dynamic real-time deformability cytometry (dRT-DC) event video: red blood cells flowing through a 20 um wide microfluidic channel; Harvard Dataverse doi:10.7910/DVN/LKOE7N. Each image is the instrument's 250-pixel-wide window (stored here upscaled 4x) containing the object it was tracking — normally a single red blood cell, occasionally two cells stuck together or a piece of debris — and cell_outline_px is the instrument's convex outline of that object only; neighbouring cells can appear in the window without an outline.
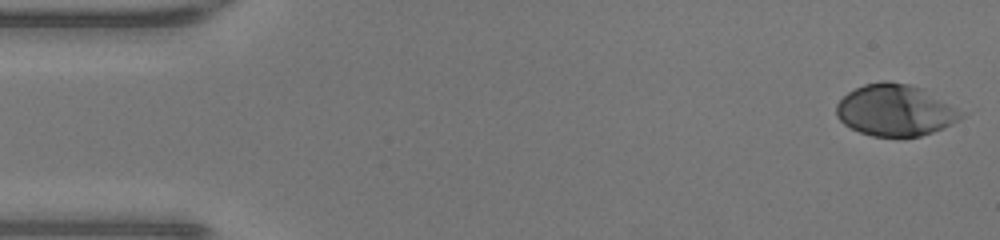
{"species": "human", "species_latin": "Homo sapiens", "temperature_condition": "warm", "stored_images_in_passage": 48, "camera_frame_rate_fps": 3000, "um_per_image_px": 0.085, "donor": {"sex": "male"}, "frame": {"image": 1, "passage_image": 1, "time_ms": 0.0, "image_size_px": [1000, 240], "cell_outline_px": [[964, 116], [952, 124], [944, 128], [920, 136], [872, 136], [860, 132], [844, 124], [836, 116], [836, 104], [848, 92], [864, 84], [884, 80], [888, 80], [908, 84], [924, 88], [964, 112]], "centroid_in_image_um": [76.11, 9.36], "position_along_channel_um": 8.9, "area_um2": 37.57}}
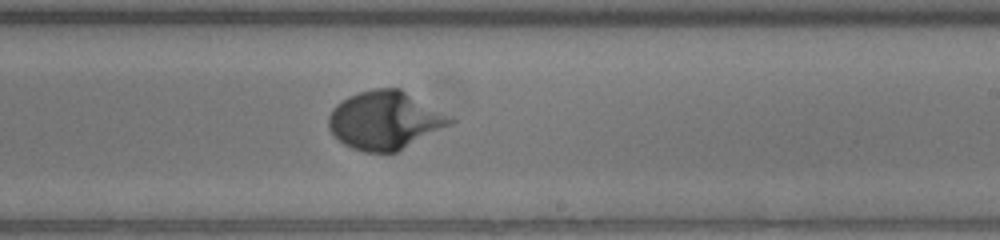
{"frame": {"image": 2, "passage_image": 28, "time_ms": 9.0, "image_size_px": [1000, 240], "cell_outline_px": [[456, 120], [452, 124], [396, 152], [364, 152], [352, 148], [344, 144], [328, 128], [328, 116], [332, 108], [336, 104], [348, 96], [360, 92], [376, 88], [400, 88]], "centroid_in_image_um": [32.69, 10.22], "position_along_channel_um": 256.3, "area_um2": 40.81}}
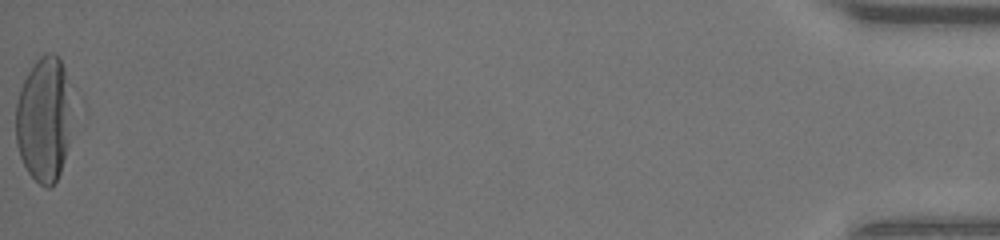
{"frame": {"image": 3, "passage_image": 48, "time_ms": 15.667, "image_size_px": [1000, 240], "cell_outline_px": [[72, 100], [68, 144], [60, 172], [56, 180], [48, 188], [40, 184], [28, 172], [20, 156], [16, 144], [16, 104], [20, 88], [28, 72], [36, 60], [40, 56], [48, 52], [52, 52], [60, 60], [64, 68]], "centroid_in_image_um": [3.73, 10.12], "position_along_channel_um": 431.5, "area_um2": 40.92}, "authors_computed_cell_mechanics": {"area_um2": 37.859, "velocity_mm_per_s": 4.2953, "shape_relaxation_time_tau1_ms": 2.9743, "shape_relaxation_time_tau2_ms": null, "deformation_change_tau1": 0.2381, "deformation_change_tau2": null}}